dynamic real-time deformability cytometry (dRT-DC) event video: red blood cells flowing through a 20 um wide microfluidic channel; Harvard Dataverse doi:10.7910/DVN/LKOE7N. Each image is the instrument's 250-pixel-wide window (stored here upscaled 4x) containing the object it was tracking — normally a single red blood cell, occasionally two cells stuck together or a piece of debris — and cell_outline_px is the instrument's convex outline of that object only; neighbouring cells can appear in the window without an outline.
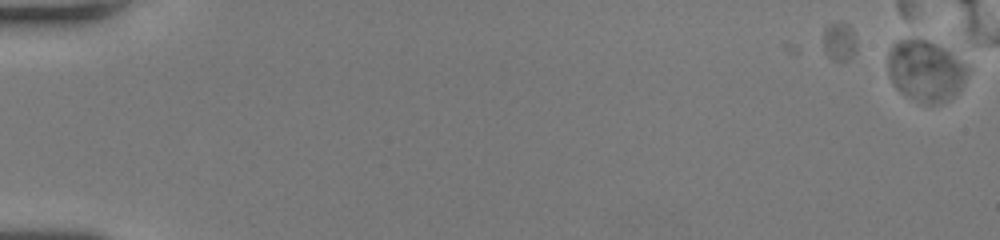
{"species": "human", "species_latin": "Homo sapiens", "temperature_condition": "room temperature", "stored_images_in_passage": 32, "camera_frame_rate_fps": 3000, "um_per_image_px": 0.085, "donor": {"sex": "female"}, "frame": {"image": 1, "passage_image": 1, "time_ms": 0.0, "image_size_px": [1000, 240], "cell_outline_px": [[968, 68], [964, 80], [960, 88], [948, 100], [936, 104], [928, 104], [908, 96], [900, 92], [896, 88], [888, 72], [888, 52], [892, 44], [900, 40], [924, 40], [948, 52]], "centroid_in_image_um": [78.62, 6.05], "position_along_channel_um": 6.4, "area_um2": 27.28}}